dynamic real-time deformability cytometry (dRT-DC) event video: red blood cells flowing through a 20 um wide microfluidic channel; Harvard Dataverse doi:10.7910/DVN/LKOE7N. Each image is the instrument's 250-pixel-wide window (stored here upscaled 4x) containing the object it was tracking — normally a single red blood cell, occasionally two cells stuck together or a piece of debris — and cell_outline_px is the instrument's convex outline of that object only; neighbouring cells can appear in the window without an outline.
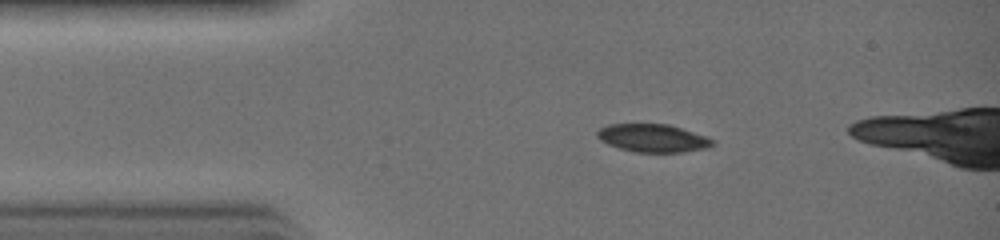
{"species": "common noctule bat (a hibernating species)", "species_latin": "Nyctalus noctula", "temperature_condition": "warm", "stored_images_in_passage": 4, "camera_frame_rate_fps": 3000, "um_per_image_px": 0.085, "animal": {"sex": "female", "body_mass_g": 19.0, "forearm_length_mm": 51.5}, "frame": {"image": 1, "passage_image": 1, "time_ms": 0.0, "image_size_px": [1000, 240], "cell_outline_px": [[716, 144], [708, 148], [680, 152], [636, 152], [620, 148], [608, 144], [600, 140], [596, 136], [596, 132], [600, 128], [608, 124], [668, 124], [708, 136], [716, 140]], "centroid_in_image_um": [55.54, 11.73], "position_along_channel_um": 29.5, "area_um2": 18.96}}